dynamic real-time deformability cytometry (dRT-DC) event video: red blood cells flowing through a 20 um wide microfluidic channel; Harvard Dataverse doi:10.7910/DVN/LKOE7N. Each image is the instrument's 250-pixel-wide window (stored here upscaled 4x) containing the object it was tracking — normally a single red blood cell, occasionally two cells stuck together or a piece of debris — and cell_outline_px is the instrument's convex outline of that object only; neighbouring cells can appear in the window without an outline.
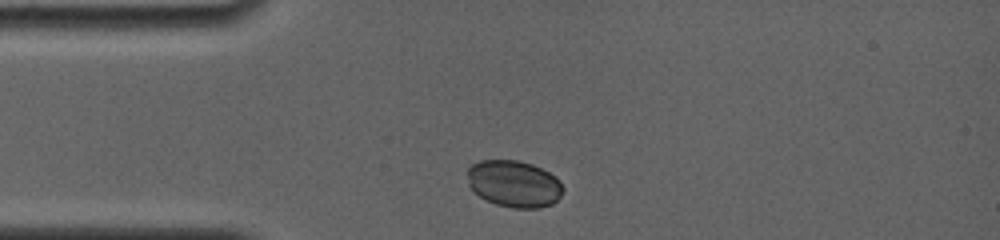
{"species": "common noctule bat (a hibernating species)", "species_latin": "Nyctalus noctula", "temperature_condition": "room temperature", "stored_images_in_passage": 2, "camera_frame_rate_fps": 4000, "um_per_image_px": 0.085, "animal": {"sex": "female", "body_mass_g": 19.0, "forearm_length_mm": 56.7}, "frame": {"image": 1, "passage_image": 1, "time_ms": 0.0, "image_size_px": [1000, 240], "cell_outline_px": [[564, 188], [560, 196], [552, 204], [540, 208], [512, 208], [496, 204], [480, 196], [468, 184], [468, 168], [472, 164], [480, 160], [516, 160], [532, 164], [556, 176], [560, 180]], "centroid_in_image_um": [43.71, 15.62], "position_along_channel_um": 41.3, "area_um2": 26.01}}